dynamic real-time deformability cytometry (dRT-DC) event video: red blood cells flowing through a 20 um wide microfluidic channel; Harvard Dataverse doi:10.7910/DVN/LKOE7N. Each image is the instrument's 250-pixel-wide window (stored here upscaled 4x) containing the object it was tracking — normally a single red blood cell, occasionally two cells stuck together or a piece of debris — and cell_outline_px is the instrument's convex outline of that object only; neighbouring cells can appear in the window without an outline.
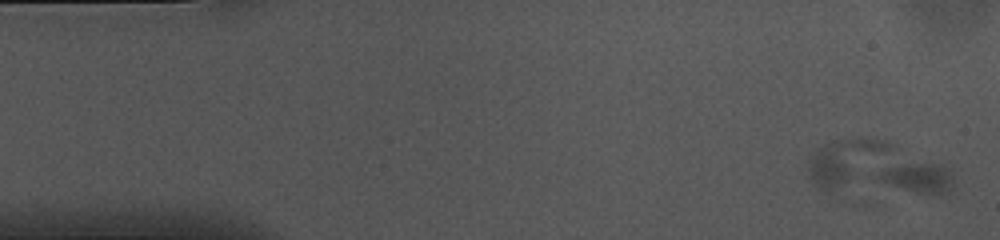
{"species": "common noctule bat (a hibernating species)", "species_latin": "Nyctalus noctula", "temperature_condition": "cold", "stored_images_in_passage": 3, "camera_frame_rate_fps": 3000, "um_per_image_px": 0.085, "animal": {"sex": "female", "body_mass_g": 10.0, "forearm_length_mm": 53.1}, "frame": {"image": 1, "passage_image": 1, "time_ms": 0.0, "image_size_px": [1000, 240], "cell_outline_px": [[952, 184], [948, 192], [924, 196], [880, 180], [872, 176], [884, 168], [892, 164], [940, 164], [948, 168], [952, 172]], "centroid_in_image_um": [78.03, 15.12], "position_along_channel_um": 7.0, "area_um2": 13.24}}